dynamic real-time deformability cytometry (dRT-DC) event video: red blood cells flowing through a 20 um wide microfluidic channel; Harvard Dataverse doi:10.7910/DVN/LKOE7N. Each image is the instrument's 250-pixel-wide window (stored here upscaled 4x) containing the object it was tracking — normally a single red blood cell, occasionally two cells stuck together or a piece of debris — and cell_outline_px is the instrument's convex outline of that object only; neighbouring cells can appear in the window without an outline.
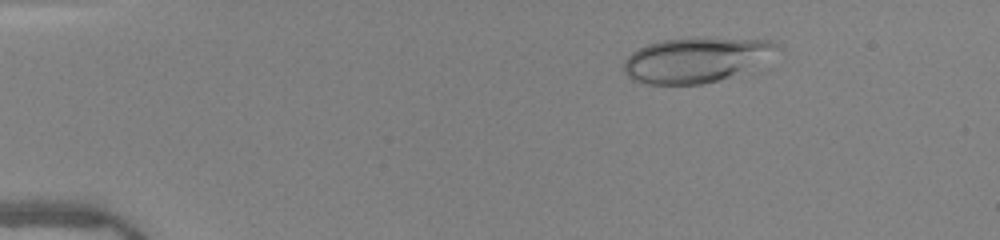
{"species": "human", "species_latin": "Homo sapiens", "temperature_condition": "warm", "stored_images_in_passage": 43, "camera_frame_rate_fps": 3000, "um_per_image_px": 0.085, "donor": {"sex": "female"}, "frame": {"image": 1, "passage_image": 1, "time_ms": 0.0, "image_size_px": [1000, 240], "cell_outline_px": [[784, 48], [720, 80], [704, 84], [648, 84], [632, 80], [624, 72], [624, 60], [632, 52], [648, 44], [664, 40], [772, 40], [780, 44]], "centroid_in_image_um": [59.06, 5.12], "position_along_channel_um": 25.9, "area_um2": 38.32}}
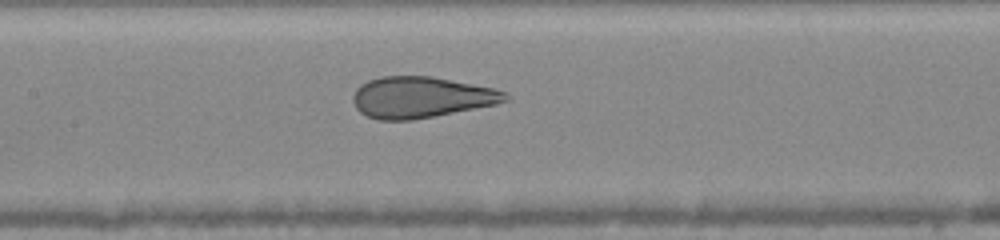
{"frame": {"image": 2, "passage_image": 18, "time_ms": 5.667, "image_size_px": [1000, 240], "cell_outline_px": [[508, 100], [496, 104], [412, 120], [380, 120], [368, 116], [360, 112], [356, 108], [352, 100], [352, 96], [356, 88], [360, 84], [368, 80], [380, 76], [432, 76], [496, 88], [508, 92]], "centroid_in_image_um": [35.78, 8.25], "position_along_channel_um": 171.6, "area_um2": 36.65}}
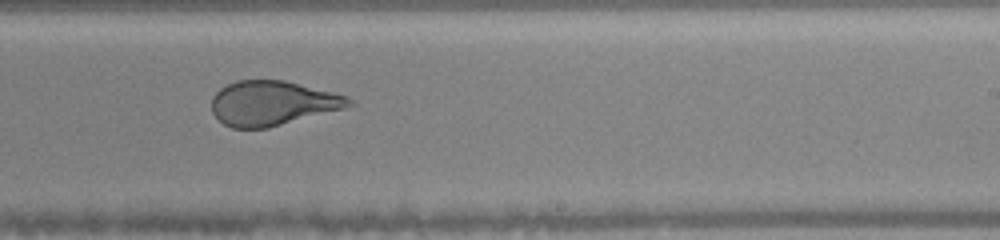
{"frame": {"image": 3, "passage_image": 25, "time_ms": 8.0, "image_size_px": [1000, 240], "cell_outline_px": [[356, 104], [344, 108], [268, 128], [232, 128], [224, 124], [212, 112], [212, 96], [220, 88], [236, 80], [284, 80], [348, 96]], "centroid_in_image_um": [23.15, 8.77], "position_along_channel_um": 265.8, "area_um2": 35.55}, "authors_computed_cell_mechanics": {"area_um2": 39.015, "velocity_mm_per_s": 4.0627, "shape_relaxation_time_tau1_ms": 7.4699, "shape_relaxation_time_tau2_ms": null, "deformation_change_tau1": 0.2524, "deformation_change_tau2": null}}